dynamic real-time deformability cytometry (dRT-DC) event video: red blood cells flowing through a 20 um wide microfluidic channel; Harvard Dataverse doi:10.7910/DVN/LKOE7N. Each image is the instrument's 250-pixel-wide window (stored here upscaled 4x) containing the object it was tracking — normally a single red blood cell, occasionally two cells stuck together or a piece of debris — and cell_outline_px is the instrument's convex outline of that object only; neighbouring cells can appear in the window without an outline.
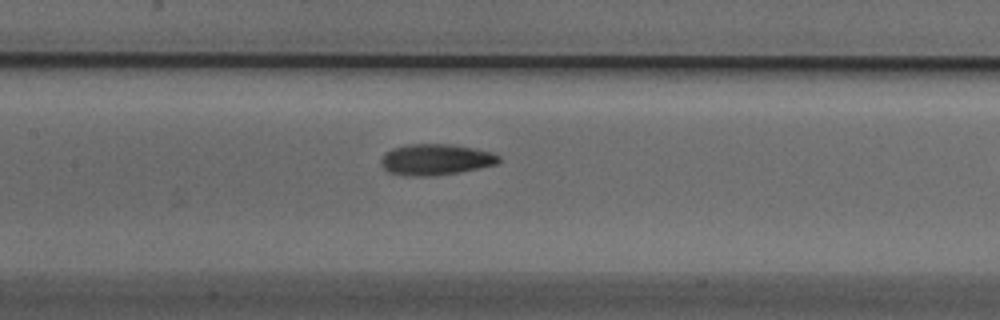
{"species": "Egyptian fruit bat (a non-hibernating species)", "species_latin": "Rousettus aegyptiacus", "temperature_condition": "cold", "stored_images_in_passage": 19, "camera_frame_rate_fps": 3000, "um_per_image_px": 0.085, "animal": {"sex": "male"}, "frame": {"image": 1, "passage_image": 14, "time_ms": 4.333, "image_size_px": [1000, 320], "cell_outline_px": [[500, 160], [496, 164], [460, 172], [428, 176], [416, 176], [388, 172], [380, 164], [380, 160], [384, 152], [392, 148], [408, 144], [452, 144], [492, 152], [500, 156]], "centroid_in_image_um": [37.01, 13.55], "position_along_channel_um": 170.4, "area_um2": 21.27}}